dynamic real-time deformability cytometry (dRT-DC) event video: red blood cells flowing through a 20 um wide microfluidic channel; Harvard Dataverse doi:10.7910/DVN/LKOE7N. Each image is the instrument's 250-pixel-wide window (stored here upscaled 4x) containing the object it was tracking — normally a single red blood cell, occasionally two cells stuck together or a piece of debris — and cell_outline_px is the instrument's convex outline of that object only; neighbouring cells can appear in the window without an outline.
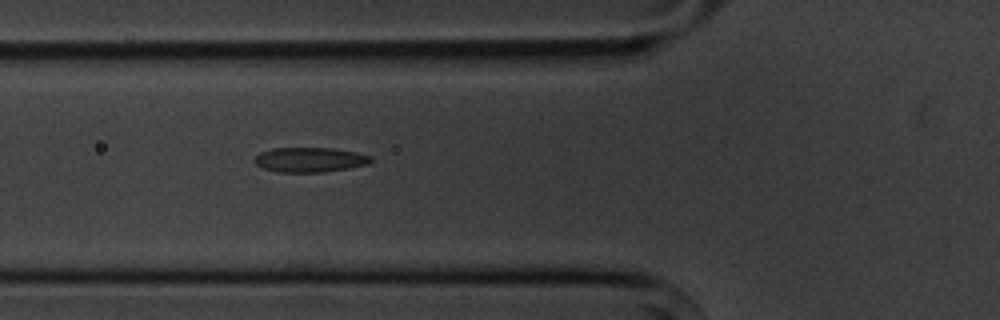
{"species": "common noctule bat (a hibernating species)", "species_latin": "Nyctalus noctula", "temperature_condition": "cold", "stored_images_in_passage": 6, "camera_frame_rate_fps": 3000, "um_per_image_px": 0.085, "animal": {"sex": "male", "body_mass_g": 20.1, "forearm_length_mm": 53.5}, "frame": {"image": 1, "passage_image": 6, "time_ms": 6.0, "image_size_px": [1000, 320], "cell_outline_px": [[372, 160], [368, 164], [348, 168], [324, 172], [276, 172], [264, 168], [256, 164], [252, 160], [260, 152], [272, 148], [332, 148], [356, 152], [372, 156]], "centroid_in_image_um": [26.32, 13.57], "position_along_channel_um": 99.5, "area_um2": 16.82}}